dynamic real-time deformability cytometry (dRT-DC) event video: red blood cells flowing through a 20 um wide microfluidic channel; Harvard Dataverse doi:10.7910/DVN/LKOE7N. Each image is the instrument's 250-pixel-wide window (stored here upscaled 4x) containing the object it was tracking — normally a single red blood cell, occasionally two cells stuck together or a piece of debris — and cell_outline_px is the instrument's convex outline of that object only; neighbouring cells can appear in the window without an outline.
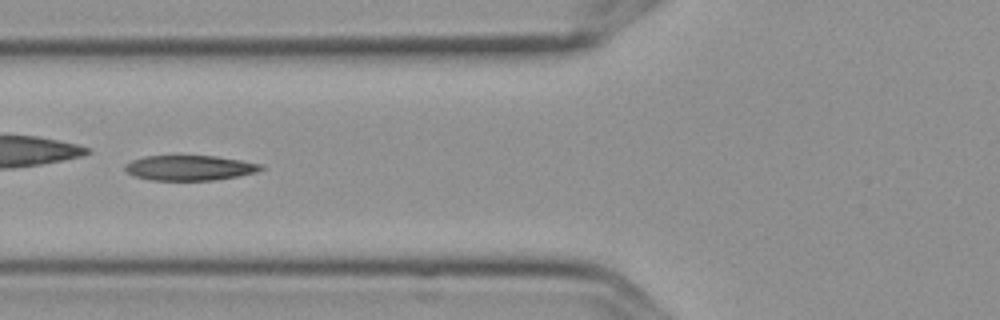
{"species": "Egyptian fruit bat (a non-hibernating species)", "species_latin": "Rousettus aegyptiacus", "temperature_condition": "cold", "stored_images_in_passage": 7, "camera_frame_rate_fps": 3000, "um_per_image_px": 0.085, "frame": {"image": 1, "passage_image": 6, "time_ms": 1.667, "image_size_px": [1000, 320], "cell_outline_px": [[264, 168], [256, 172], [216, 180], [148, 180], [136, 176], [128, 172], [124, 168], [124, 164], [132, 160], [144, 156], [216, 156], [264, 164]], "centroid_in_image_um": [16.12, 14.26], "position_along_channel_um": 109.7, "area_um2": 19.83}}
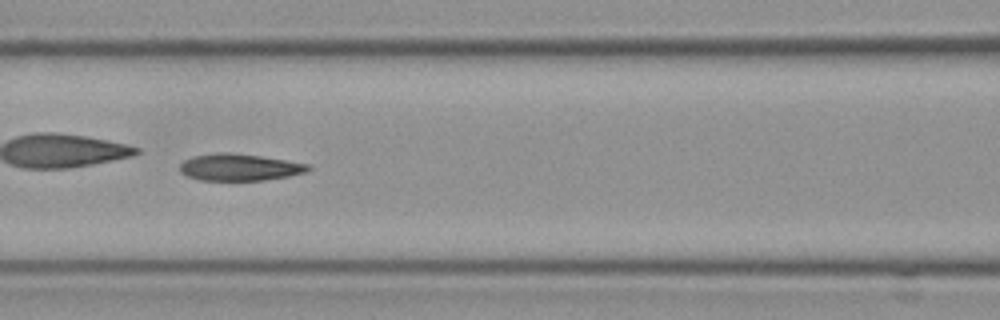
{"frame": {"image": 2, "passage_image": 7, "time_ms": 2.0, "image_size_px": [1000, 320], "cell_outline_px": [[312, 168], [304, 172], [288, 176], [264, 180], [200, 180], [188, 176], [180, 172], [180, 164], [184, 160], [192, 156], [216, 152], [228, 152], [260, 156], [308, 164]], "centroid_in_image_um": [20.31, 14.21], "position_along_channel_um": 146.3, "area_um2": 19.94}}